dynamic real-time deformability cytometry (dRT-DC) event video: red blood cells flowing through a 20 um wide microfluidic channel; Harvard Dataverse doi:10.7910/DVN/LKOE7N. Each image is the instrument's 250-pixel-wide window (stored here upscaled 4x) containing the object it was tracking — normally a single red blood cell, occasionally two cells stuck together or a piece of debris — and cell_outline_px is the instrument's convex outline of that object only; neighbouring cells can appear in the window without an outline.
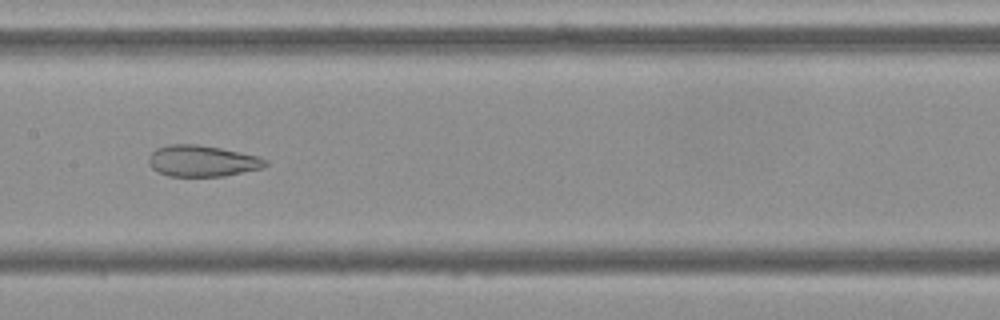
{"species": "Egyptian fruit bat (a non-hibernating species)", "species_latin": "Rousettus aegyptiacus", "temperature_condition": "cold", "stored_images_in_passage": 54, "camera_frame_rate_fps": 3000, "um_per_image_px": 0.085, "frame": {"image": 1, "passage_image": 27, "time_ms": 8.667, "image_size_px": [1000, 320], "cell_outline_px": [[268, 164], [264, 168], [224, 176], [168, 176], [156, 172], [148, 164], [148, 156], [156, 148], [168, 144], [196, 144], [220, 148], [260, 156], [268, 160]], "centroid_in_image_um": [17.18, 13.68], "position_along_channel_um": 190.2, "area_um2": 21.56}}
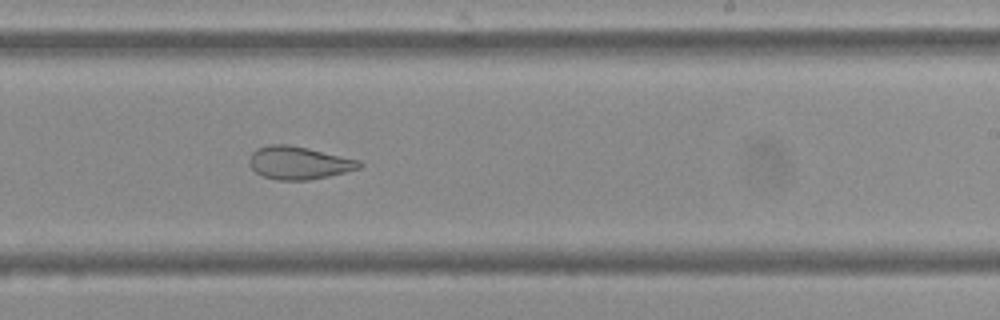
{"frame": {"image": 2, "passage_image": 33, "time_ms": 10.667, "image_size_px": [1000, 320], "cell_outline_px": [[364, 164], [360, 168], [328, 176], [308, 180], [276, 180], [264, 176], [256, 172], [252, 168], [248, 160], [252, 152], [256, 148], [268, 144], [288, 144], [308, 148], [360, 160]], "centroid_in_image_um": [25.39, 13.83], "position_along_channel_um": 263.6, "area_um2": 21.1}}
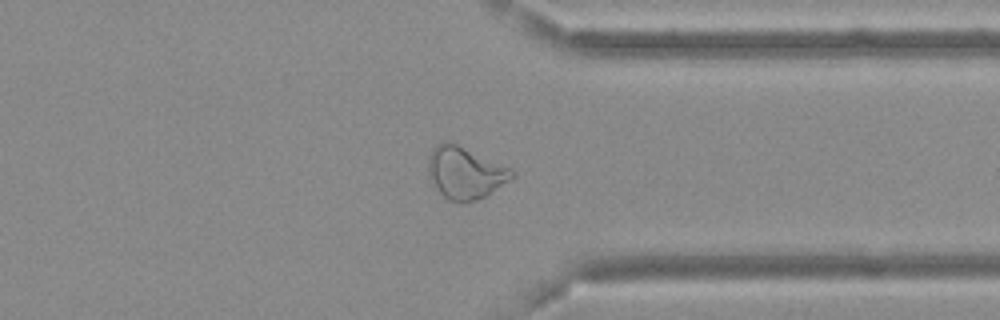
{"frame": {"image": 3, "passage_image": 42, "time_ms": 13.667, "image_size_px": [1000, 320], "cell_outline_px": [[516, 176], [484, 196], [476, 200], [464, 204], [448, 200], [440, 192], [432, 180], [428, 172], [428, 156], [432, 148], [436, 144], [448, 140], [512, 168], [516, 172]], "centroid_in_image_um": [39.54, 14.67], "position_along_channel_um": 371.9, "area_um2": 25.43}, "authors_computed_cell_mechanics": {"area_um2": 27.3683, "velocity_mm_per_s": 3.6804, "shape_relaxation_time_tau1_ms": null, "shape_relaxation_time_tau2_ms": 1.4337, "deformation_change_tau1": null, "deformation_change_tau2": 0.0888}}